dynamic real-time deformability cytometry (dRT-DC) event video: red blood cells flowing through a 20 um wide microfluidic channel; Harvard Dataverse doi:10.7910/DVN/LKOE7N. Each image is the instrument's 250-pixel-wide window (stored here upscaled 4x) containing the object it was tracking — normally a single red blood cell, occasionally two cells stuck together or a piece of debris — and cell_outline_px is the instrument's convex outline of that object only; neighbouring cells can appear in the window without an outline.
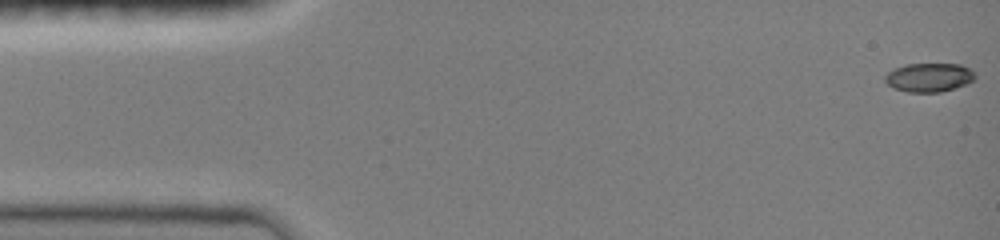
{"species": "common noctule bat (a hibernating species)", "species_latin": "Nyctalus noctula", "temperature_condition": "room temperature", "stored_images_in_passage": 80, "camera_frame_rate_fps": 3000, "um_per_image_px": 0.085, "animal": {"sex": "female", "body_mass_g": 19.0, "forearm_length_mm": 51.5}, "frame": {"image": 1, "passage_image": 1, "time_ms": 0.0, "image_size_px": [1000, 240], "cell_outline_px": [[976, 76], [972, 80], [964, 84], [940, 92], [908, 92], [892, 88], [884, 80], [884, 76], [888, 72], [904, 64], [960, 64], [968, 68]], "centroid_in_image_um": [78.91, 6.58], "position_along_channel_um": 6.1, "area_um2": 14.91}}
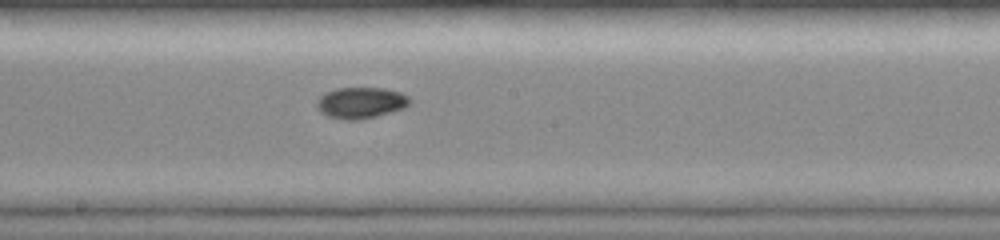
{"frame": {"image": 2, "passage_image": 46, "time_ms": 8.333, "image_size_px": [1000, 240], "cell_outline_px": [[412, 100], [404, 108], [376, 116], [360, 120], [344, 120], [328, 116], [320, 112], [316, 108], [316, 100], [324, 92], [336, 88], [384, 88], [400, 92], [408, 96]], "centroid_in_image_um": [30.63, 8.73], "position_along_channel_um": 217.6, "area_um2": 17.05}}
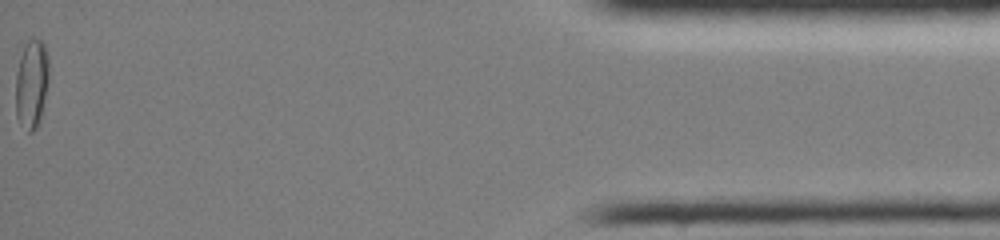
{"frame": {"image": 3, "passage_image": 80, "time_ms": 15.667, "image_size_px": [1000, 240], "cell_outline_px": [[48, 80], [40, 120], [36, 128], [32, 132], [28, 132], [16, 116], [16, 72], [20, 56], [24, 44], [32, 36], [40, 40], [44, 44], [48, 56]], "centroid_in_image_um": [2.68, 7.07], "position_along_channel_um": 432.5, "area_um2": 17.22}, "authors_computed_cell_mechanics": {"area_um2": 15.8372, "velocity_mm_per_s": 4.0808, "shape_relaxation_time_tau1_ms": null, "shape_relaxation_time_tau2_ms": 2.3703, "deformation_change_tau1": null, "deformation_change_tau2": 0.0397}}